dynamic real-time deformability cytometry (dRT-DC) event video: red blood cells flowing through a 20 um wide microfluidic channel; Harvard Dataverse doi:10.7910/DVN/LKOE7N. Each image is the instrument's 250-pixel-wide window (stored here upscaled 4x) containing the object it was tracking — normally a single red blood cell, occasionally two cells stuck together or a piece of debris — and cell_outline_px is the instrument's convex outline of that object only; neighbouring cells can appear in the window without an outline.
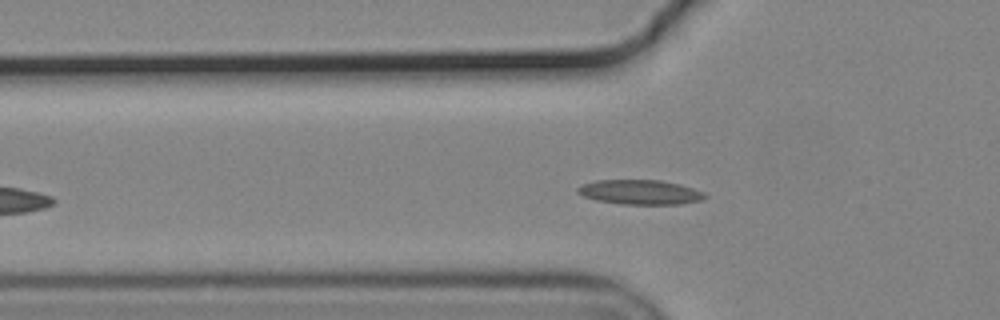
{"species": "common noctule bat (a hibernating species)", "species_latin": "Nyctalus noctula", "temperature_condition": "cold", "stored_images_in_passage": 37, "camera_frame_rate_fps": 3000, "um_per_image_px": 0.085, "animal": {"sex": "male", "body_mass_g": 19.2, "forearm_length_mm": 51.8}, "frame": {"image": 1, "passage_image": 9, "time_ms": 2.667, "image_size_px": [1000, 320], "cell_outline_px": [[708, 196], [700, 200], [680, 204], [620, 204], [596, 200], [584, 196], [576, 192], [576, 188], [580, 184], [596, 180], [660, 180], [680, 184], [704, 192]], "centroid_in_image_um": [54.37, 16.33], "position_along_channel_um": 71.4, "area_um2": 18.32}}
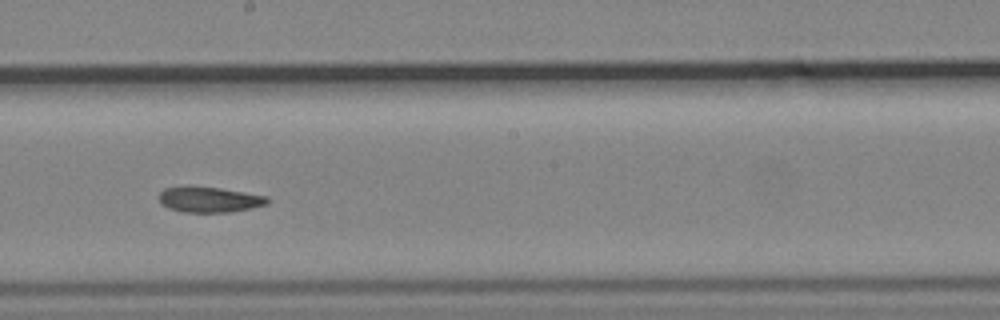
{"frame": {"image": 2, "passage_image": 22, "time_ms": 7.0, "image_size_px": [1000, 320], "cell_outline_px": [[268, 204], [252, 208], [232, 212], [184, 212], [168, 208], [160, 200], [160, 192], [164, 188], [180, 184], [188, 184], [220, 188], [268, 196]], "centroid_in_image_um": [17.77, 16.93], "position_along_channel_um": 230.4, "area_um2": 16.53}}
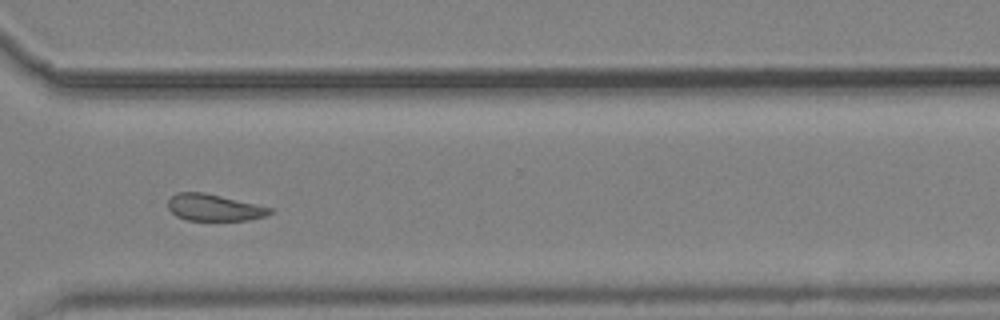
{"frame": {"image": 3, "passage_image": 32, "time_ms": 10.333, "image_size_px": [1000, 320], "cell_outline_px": [[272, 212], [264, 216], [248, 220], [188, 220], [176, 216], [168, 208], [168, 200], [176, 192], [204, 192], [256, 204], [272, 208]], "centroid_in_image_um": [18.17, 17.63], "position_along_channel_um": 352.4, "area_um2": 15.72}, "authors_computed_cell_mechanics": {"area_um2": 16.9354, "velocity_mm_per_s": 3.6552, "shape_relaxation_time_tau1_ms": null, "shape_relaxation_time_tau2_ms": 4.7591, "deformation_change_tau1": null, "deformation_change_tau2": 0.0835}}